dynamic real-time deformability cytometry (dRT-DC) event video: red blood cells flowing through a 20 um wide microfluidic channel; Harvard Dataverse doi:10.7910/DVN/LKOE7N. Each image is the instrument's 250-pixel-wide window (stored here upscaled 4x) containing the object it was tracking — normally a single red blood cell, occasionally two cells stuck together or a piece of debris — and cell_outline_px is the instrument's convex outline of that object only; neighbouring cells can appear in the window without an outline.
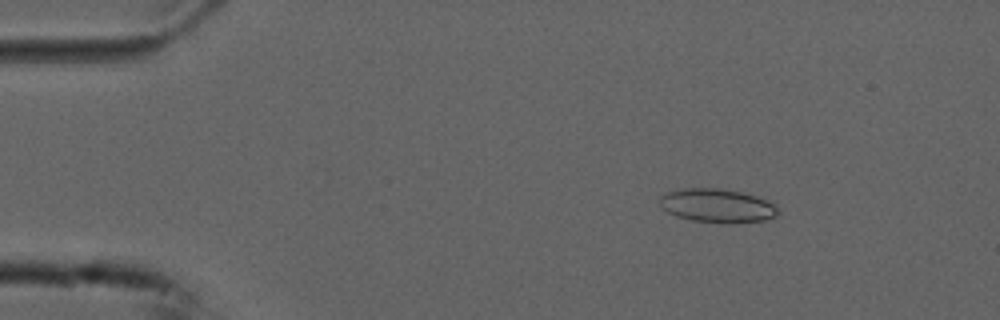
{"species": "common noctule bat (a hibernating species)", "species_latin": "Nyctalus noctula", "temperature_condition": "cold", "stored_images_in_passage": 50, "camera_frame_rate_fps": 3000, "um_per_image_px": 0.085, "animal": {"sex": "male", "forearm_length_mm": 52.5}, "frame": {"image": 1, "passage_image": 8, "time_ms": 2.333, "image_size_px": [1000, 320], "cell_outline_px": [[780, 212], [776, 216], [764, 220], [692, 220], [676, 216], [668, 212], [660, 204], [660, 196], [668, 192], [684, 188], [720, 188], [740, 192], [756, 196], [776, 204]], "centroid_in_image_um": [60.96, 17.42], "position_along_channel_um": 24.0, "area_um2": 22.25}}
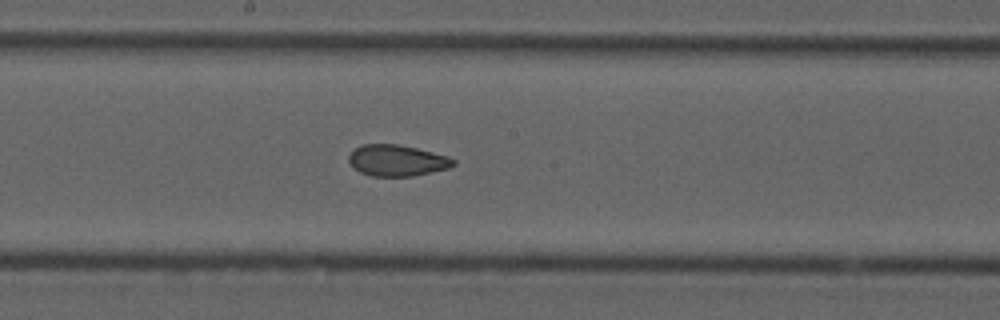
{"frame": {"image": 2, "passage_image": 29, "time_ms": 9.333, "image_size_px": [1000, 320], "cell_outline_px": [[456, 164], [448, 168], [412, 176], [372, 176], [360, 172], [352, 168], [348, 160], [348, 156], [356, 148], [364, 144], [396, 144], [416, 148], [448, 156], [456, 160]], "centroid_in_image_um": [33.73, 13.64], "position_along_channel_um": 214.5, "area_um2": 18.96}}
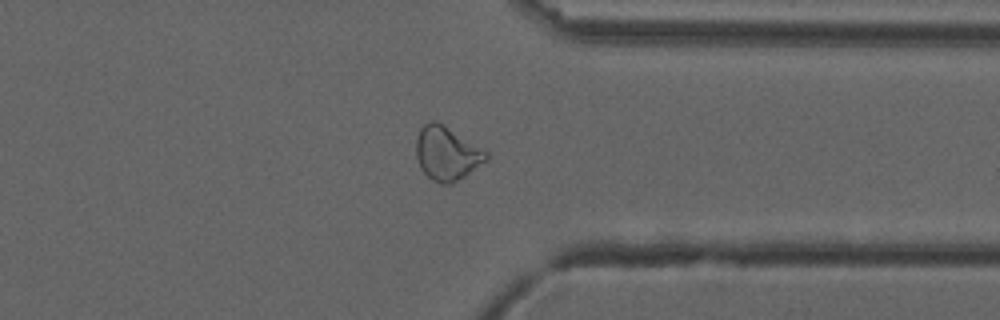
{"frame": {"image": 3, "passage_image": 42, "time_ms": 13.667, "image_size_px": [1000, 320], "cell_outline_px": [[488, 156], [484, 160], [464, 176], [448, 184], [440, 184], [432, 180], [420, 168], [416, 156], [416, 140], [420, 128], [424, 124], [432, 120], [436, 120], [444, 124], [488, 152]], "centroid_in_image_um": [37.93, 13.01], "position_along_channel_um": 373.5, "area_um2": 21.62}, "authors_computed_cell_mechanics": {"area_um2": 21.3282, "velocity_mm_per_s": 3.7432, "shape_relaxation_time_tau1_ms": 8.9387, "shape_relaxation_time_tau2_ms": 2.2332, "deformation_change_tau1": 0.1729, "deformation_change_tau2": 0.0811}}